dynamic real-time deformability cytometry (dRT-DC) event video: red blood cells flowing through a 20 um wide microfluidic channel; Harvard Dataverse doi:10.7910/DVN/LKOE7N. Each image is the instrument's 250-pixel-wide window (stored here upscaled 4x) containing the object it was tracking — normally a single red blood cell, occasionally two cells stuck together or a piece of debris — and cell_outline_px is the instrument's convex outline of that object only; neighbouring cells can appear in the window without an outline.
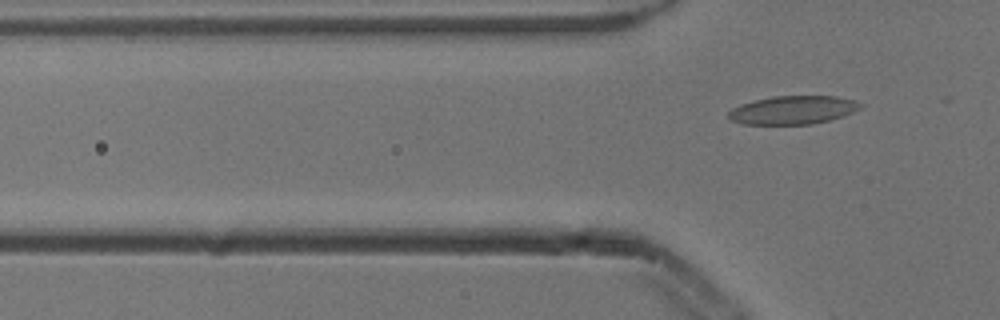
{"species": "common noctule bat (a hibernating species)", "species_latin": "Nyctalus noctula", "temperature_condition": "cold", "stored_images_in_passage": 3, "segment_of_instrument_passage": [2, 2], "camera_frame_rate_fps": 3000, "um_per_image_px": 0.085, "animal": {"sex": "male", "body_mass_g": 13.3}, "frame": {"image": 1, "passage_image": 3, "time_ms": 0.667, "image_size_px": [1000, 320], "cell_outline_px": [[864, 108], [844, 116], [812, 124], [744, 124], [732, 120], [728, 116], [728, 112], [732, 108], [740, 104], [752, 100], [772, 96], [836, 96], [856, 100], [864, 104]], "centroid_in_image_um": [67.45, 9.34], "position_along_channel_um": 58.3, "area_um2": 22.08}}